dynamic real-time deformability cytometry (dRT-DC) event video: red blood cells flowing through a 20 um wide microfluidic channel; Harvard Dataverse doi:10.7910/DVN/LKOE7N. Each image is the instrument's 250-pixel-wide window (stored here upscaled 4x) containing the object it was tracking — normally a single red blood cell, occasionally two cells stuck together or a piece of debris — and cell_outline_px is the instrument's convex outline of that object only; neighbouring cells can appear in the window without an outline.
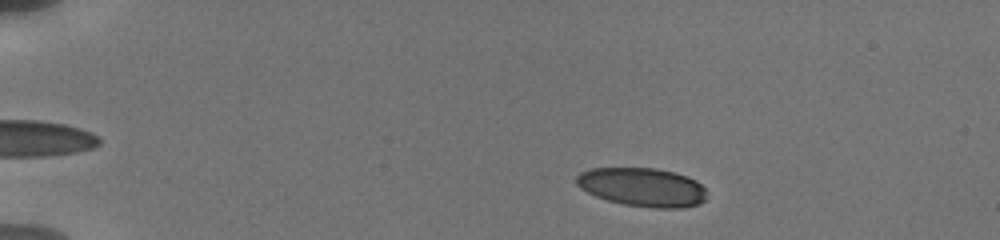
{"species": "human", "species_latin": "Homo sapiens", "temperature_condition": "cold", "stored_images_in_passage": 10, "camera_frame_rate_fps": 3000, "um_per_image_px": 0.085, "donor": {"sex": "male"}, "frame": {"image": 1, "passage_image": 3, "time_ms": 1.0, "image_size_px": [1000, 240], "cell_outline_px": [[704, 200], [700, 204], [680, 208], [652, 208], [624, 204], [608, 200], [596, 196], [580, 188], [576, 184], [576, 176], [580, 172], [592, 168], [656, 168], [688, 176], [696, 180], [704, 188]], "centroid_in_image_um": [54.59, 15.9], "position_along_channel_um": 30.4, "area_um2": 29.3}}
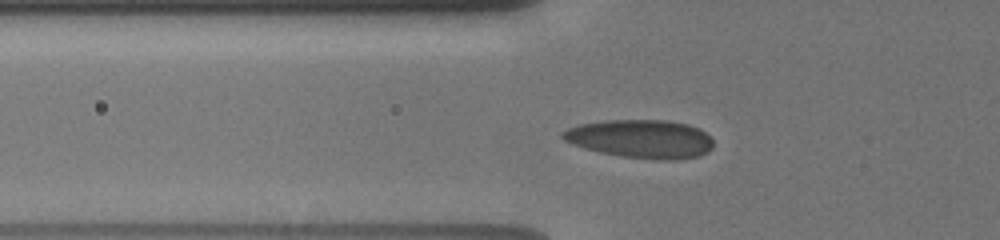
{"frame": {"image": 2, "passage_image": 9, "time_ms": 4.333, "image_size_px": [1000, 240], "cell_outline_px": [[712, 148], [708, 152], [700, 156], [676, 160], [660, 160], [624, 156], [600, 152], [584, 148], [572, 144], [564, 140], [560, 136], [560, 132], [568, 128], [580, 124], [604, 120], [668, 120], [688, 124], [700, 128], [712, 140]], "centroid_in_image_um": [54.47, 11.8], "position_along_channel_um": 71.3, "area_um2": 33.87}}